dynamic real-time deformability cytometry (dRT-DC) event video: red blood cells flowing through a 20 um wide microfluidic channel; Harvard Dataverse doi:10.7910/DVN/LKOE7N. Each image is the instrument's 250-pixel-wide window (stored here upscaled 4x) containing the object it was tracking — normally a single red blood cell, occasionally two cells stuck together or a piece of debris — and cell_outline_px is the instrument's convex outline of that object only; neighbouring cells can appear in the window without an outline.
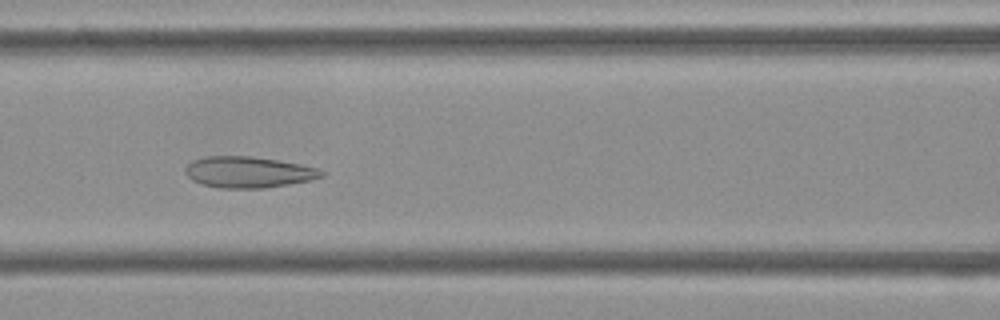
{"species": "Egyptian fruit bat (a non-hibernating species)", "species_latin": "Rousettus aegyptiacus", "temperature_condition": "cold", "stored_images_in_passage": 53, "camera_frame_rate_fps": 3000, "um_per_image_px": 0.085, "frame": {"image": 1, "passage_image": 22, "time_ms": 7.0, "image_size_px": [1000, 320], "cell_outline_px": [[324, 176], [312, 180], [264, 188], [216, 188], [200, 184], [192, 180], [184, 172], [184, 168], [192, 160], [204, 156], [248, 156], [276, 160], [300, 164], [320, 168], [324, 172]], "centroid_in_image_um": [21.09, 14.63], "position_along_channel_um": 145.5, "area_um2": 24.91}}
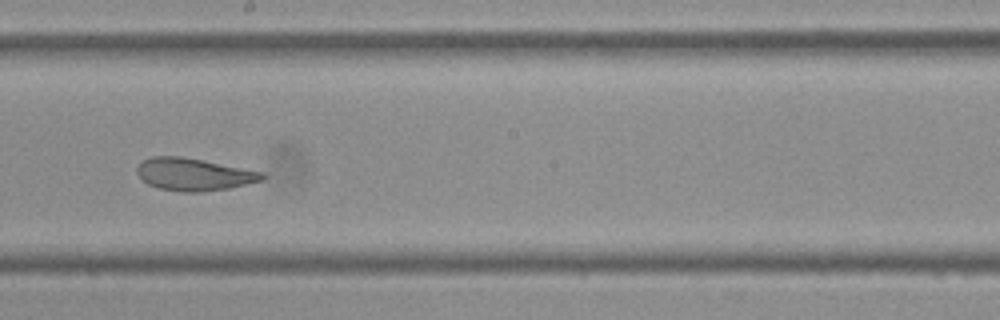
{"frame": {"image": 2, "passage_image": 29, "time_ms": 9.333, "image_size_px": [1000, 320], "cell_outline_px": [[268, 176], [264, 180], [228, 188], [200, 192], [180, 192], [160, 188], [148, 184], [140, 180], [136, 172], [136, 168], [144, 160], [152, 156], [180, 156], [204, 160], [264, 172]], "centroid_in_image_um": [16.48, 14.82], "position_along_channel_um": 231.7, "area_um2": 23.81}}
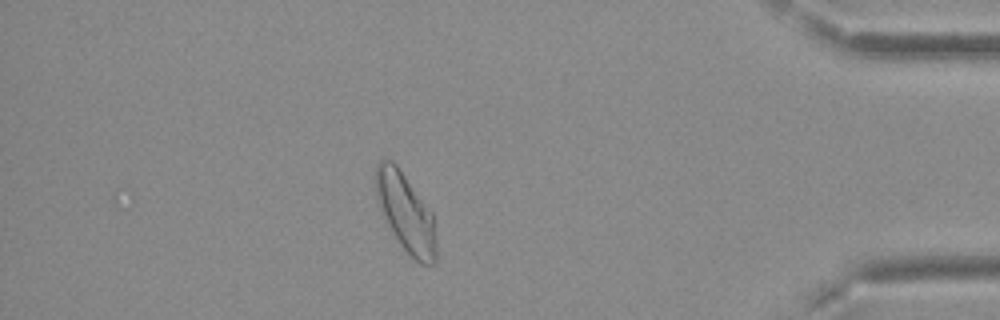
{"frame": {"image": 3, "passage_image": 46, "time_ms": 15.0, "image_size_px": [1000, 320], "cell_outline_px": [[436, 260], [432, 264], [420, 264], [400, 244], [384, 220], [376, 200], [376, 164], [380, 160], [392, 160], [396, 164], [432, 212], [436, 244]], "centroid_in_image_um": [34.47, 18.07], "position_along_channel_um": 400.7, "area_um2": 27.4}, "authors_computed_cell_mechanics": {"area_um2": 26.8192, "velocity_mm_per_s": 3.7036, "shape_relaxation_time_tau1_ms": null, "shape_relaxation_time_tau2_ms": 0.874, "deformation_change_tau1": null, "deformation_change_tau2": 0.0654}}